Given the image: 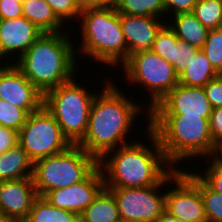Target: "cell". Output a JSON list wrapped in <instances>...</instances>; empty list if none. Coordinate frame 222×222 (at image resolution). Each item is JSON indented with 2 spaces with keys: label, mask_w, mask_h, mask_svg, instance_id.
Wrapping results in <instances>:
<instances>
[{
  "label": "cell",
  "mask_w": 222,
  "mask_h": 222,
  "mask_svg": "<svg viewBox=\"0 0 222 222\" xmlns=\"http://www.w3.org/2000/svg\"><path fill=\"white\" fill-rule=\"evenodd\" d=\"M107 77L105 83L102 81L101 84L104 85H101V90L99 89L92 101L86 134L77 144L98 161L109 151L135 141L132 138L137 133L135 124L141 125L137 121L144 111L147 117L143 118H146L145 122L149 124V109L139 100H132L134 98L125 94L119 84L117 86L114 83V77L112 80L107 74L104 78ZM133 131L136 132L130 136Z\"/></svg>",
  "instance_id": "obj_1"
},
{
  "label": "cell",
  "mask_w": 222,
  "mask_h": 222,
  "mask_svg": "<svg viewBox=\"0 0 222 222\" xmlns=\"http://www.w3.org/2000/svg\"><path fill=\"white\" fill-rule=\"evenodd\" d=\"M145 125L147 132L144 130V135L148 144L142 138H136L133 142L109 151L98 161L105 188L156 185L174 169L167 161L157 137L149 129V124Z\"/></svg>",
  "instance_id": "obj_2"
},
{
  "label": "cell",
  "mask_w": 222,
  "mask_h": 222,
  "mask_svg": "<svg viewBox=\"0 0 222 222\" xmlns=\"http://www.w3.org/2000/svg\"><path fill=\"white\" fill-rule=\"evenodd\" d=\"M66 29L65 32L43 33L13 63L43 95L79 76L76 41L71 29Z\"/></svg>",
  "instance_id": "obj_3"
},
{
  "label": "cell",
  "mask_w": 222,
  "mask_h": 222,
  "mask_svg": "<svg viewBox=\"0 0 222 222\" xmlns=\"http://www.w3.org/2000/svg\"><path fill=\"white\" fill-rule=\"evenodd\" d=\"M149 129L157 137L167 161L176 169L185 168L181 166V162L185 165L187 161L198 160L197 166L192 164L195 170L199 168V160L213 156L216 144L210 134L209 118L192 115H149Z\"/></svg>",
  "instance_id": "obj_4"
},
{
  "label": "cell",
  "mask_w": 222,
  "mask_h": 222,
  "mask_svg": "<svg viewBox=\"0 0 222 222\" xmlns=\"http://www.w3.org/2000/svg\"><path fill=\"white\" fill-rule=\"evenodd\" d=\"M71 28L74 29V31L71 29L72 34L75 36L76 33L78 39H81H76L78 47L76 53L80 61L81 58L87 60L88 56V59L93 58L91 62L99 61L98 63L106 66L107 71H109L108 66L111 68L115 66L113 68L115 69L119 65L117 68L119 69L126 61L127 45L120 24V14L114 5L82 9L78 21Z\"/></svg>",
  "instance_id": "obj_5"
},
{
  "label": "cell",
  "mask_w": 222,
  "mask_h": 222,
  "mask_svg": "<svg viewBox=\"0 0 222 222\" xmlns=\"http://www.w3.org/2000/svg\"><path fill=\"white\" fill-rule=\"evenodd\" d=\"M79 78L48 90L43 100V106L72 145H77L86 134L91 104L98 93L96 87L89 90L90 85L84 86Z\"/></svg>",
  "instance_id": "obj_6"
},
{
  "label": "cell",
  "mask_w": 222,
  "mask_h": 222,
  "mask_svg": "<svg viewBox=\"0 0 222 222\" xmlns=\"http://www.w3.org/2000/svg\"><path fill=\"white\" fill-rule=\"evenodd\" d=\"M98 167V160L78 145L39 159L33 166V183L38 196L85 180Z\"/></svg>",
  "instance_id": "obj_7"
},
{
  "label": "cell",
  "mask_w": 222,
  "mask_h": 222,
  "mask_svg": "<svg viewBox=\"0 0 222 222\" xmlns=\"http://www.w3.org/2000/svg\"><path fill=\"white\" fill-rule=\"evenodd\" d=\"M119 68L125 72L122 76H126L125 83L132 85L130 88L141 86L140 91L147 92V100L141 102L145 106L148 105L149 111L179 83V76L175 73L173 65L152 51L129 54Z\"/></svg>",
  "instance_id": "obj_8"
},
{
  "label": "cell",
  "mask_w": 222,
  "mask_h": 222,
  "mask_svg": "<svg viewBox=\"0 0 222 222\" xmlns=\"http://www.w3.org/2000/svg\"><path fill=\"white\" fill-rule=\"evenodd\" d=\"M18 144L33 162L61 153L72 145L44 106L29 114L18 132Z\"/></svg>",
  "instance_id": "obj_9"
},
{
  "label": "cell",
  "mask_w": 222,
  "mask_h": 222,
  "mask_svg": "<svg viewBox=\"0 0 222 222\" xmlns=\"http://www.w3.org/2000/svg\"><path fill=\"white\" fill-rule=\"evenodd\" d=\"M184 169L174 168L168 174L165 209L185 222H207L200 192V177L191 170V164L188 171L186 167Z\"/></svg>",
  "instance_id": "obj_10"
},
{
  "label": "cell",
  "mask_w": 222,
  "mask_h": 222,
  "mask_svg": "<svg viewBox=\"0 0 222 222\" xmlns=\"http://www.w3.org/2000/svg\"><path fill=\"white\" fill-rule=\"evenodd\" d=\"M168 175L158 184L140 188H106L116 201L119 215L128 222H158L166 206ZM163 188H165L163 190Z\"/></svg>",
  "instance_id": "obj_11"
},
{
  "label": "cell",
  "mask_w": 222,
  "mask_h": 222,
  "mask_svg": "<svg viewBox=\"0 0 222 222\" xmlns=\"http://www.w3.org/2000/svg\"><path fill=\"white\" fill-rule=\"evenodd\" d=\"M212 107L203 87L177 84L149 115H192L210 118Z\"/></svg>",
  "instance_id": "obj_12"
},
{
  "label": "cell",
  "mask_w": 222,
  "mask_h": 222,
  "mask_svg": "<svg viewBox=\"0 0 222 222\" xmlns=\"http://www.w3.org/2000/svg\"><path fill=\"white\" fill-rule=\"evenodd\" d=\"M0 99L30 114L43 106L44 95L10 63L0 67Z\"/></svg>",
  "instance_id": "obj_13"
},
{
  "label": "cell",
  "mask_w": 222,
  "mask_h": 222,
  "mask_svg": "<svg viewBox=\"0 0 222 222\" xmlns=\"http://www.w3.org/2000/svg\"><path fill=\"white\" fill-rule=\"evenodd\" d=\"M104 188V178L98 166L82 182L56 190L49 191L44 198L55 207L65 209L80 215Z\"/></svg>",
  "instance_id": "obj_14"
},
{
  "label": "cell",
  "mask_w": 222,
  "mask_h": 222,
  "mask_svg": "<svg viewBox=\"0 0 222 222\" xmlns=\"http://www.w3.org/2000/svg\"><path fill=\"white\" fill-rule=\"evenodd\" d=\"M42 34L43 32L36 25L23 16L2 19L0 20V51L3 57L13 64Z\"/></svg>",
  "instance_id": "obj_15"
},
{
  "label": "cell",
  "mask_w": 222,
  "mask_h": 222,
  "mask_svg": "<svg viewBox=\"0 0 222 222\" xmlns=\"http://www.w3.org/2000/svg\"><path fill=\"white\" fill-rule=\"evenodd\" d=\"M120 24L129 54L151 51L157 34L166 21L156 16H135L120 14Z\"/></svg>",
  "instance_id": "obj_16"
},
{
  "label": "cell",
  "mask_w": 222,
  "mask_h": 222,
  "mask_svg": "<svg viewBox=\"0 0 222 222\" xmlns=\"http://www.w3.org/2000/svg\"><path fill=\"white\" fill-rule=\"evenodd\" d=\"M38 197L32 177L0 181V213L24 222Z\"/></svg>",
  "instance_id": "obj_17"
},
{
  "label": "cell",
  "mask_w": 222,
  "mask_h": 222,
  "mask_svg": "<svg viewBox=\"0 0 222 222\" xmlns=\"http://www.w3.org/2000/svg\"><path fill=\"white\" fill-rule=\"evenodd\" d=\"M199 49L177 38L175 33L166 24L157 34L151 51L164 58L174 67L175 73L180 76L186 65L195 58Z\"/></svg>",
  "instance_id": "obj_18"
},
{
  "label": "cell",
  "mask_w": 222,
  "mask_h": 222,
  "mask_svg": "<svg viewBox=\"0 0 222 222\" xmlns=\"http://www.w3.org/2000/svg\"><path fill=\"white\" fill-rule=\"evenodd\" d=\"M166 24L178 39L198 49H202L207 39L209 29L202 25L192 12L169 17Z\"/></svg>",
  "instance_id": "obj_19"
},
{
  "label": "cell",
  "mask_w": 222,
  "mask_h": 222,
  "mask_svg": "<svg viewBox=\"0 0 222 222\" xmlns=\"http://www.w3.org/2000/svg\"><path fill=\"white\" fill-rule=\"evenodd\" d=\"M22 16L36 25L43 33L65 31V24L56 16L45 0H26L22 4Z\"/></svg>",
  "instance_id": "obj_20"
},
{
  "label": "cell",
  "mask_w": 222,
  "mask_h": 222,
  "mask_svg": "<svg viewBox=\"0 0 222 222\" xmlns=\"http://www.w3.org/2000/svg\"><path fill=\"white\" fill-rule=\"evenodd\" d=\"M34 162L17 144L0 156V181L32 177Z\"/></svg>",
  "instance_id": "obj_21"
},
{
  "label": "cell",
  "mask_w": 222,
  "mask_h": 222,
  "mask_svg": "<svg viewBox=\"0 0 222 222\" xmlns=\"http://www.w3.org/2000/svg\"><path fill=\"white\" fill-rule=\"evenodd\" d=\"M79 216L84 222H116L121 219L114 196L105 187Z\"/></svg>",
  "instance_id": "obj_22"
},
{
  "label": "cell",
  "mask_w": 222,
  "mask_h": 222,
  "mask_svg": "<svg viewBox=\"0 0 222 222\" xmlns=\"http://www.w3.org/2000/svg\"><path fill=\"white\" fill-rule=\"evenodd\" d=\"M217 71L212 67L204 52L199 49L195 58L186 65L179 76V84L190 87H204L216 78Z\"/></svg>",
  "instance_id": "obj_23"
},
{
  "label": "cell",
  "mask_w": 222,
  "mask_h": 222,
  "mask_svg": "<svg viewBox=\"0 0 222 222\" xmlns=\"http://www.w3.org/2000/svg\"><path fill=\"white\" fill-rule=\"evenodd\" d=\"M77 216L72 211L52 206L46 198L38 196L24 222H73Z\"/></svg>",
  "instance_id": "obj_24"
},
{
  "label": "cell",
  "mask_w": 222,
  "mask_h": 222,
  "mask_svg": "<svg viewBox=\"0 0 222 222\" xmlns=\"http://www.w3.org/2000/svg\"><path fill=\"white\" fill-rule=\"evenodd\" d=\"M114 7L119 14L156 16L166 21L163 0H116Z\"/></svg>",
  "instance_id": "obj_25"
},
{
  "label": "cell",
  "mask_w": 222,
  "mask_h": 222,
  "mask_svg": "<svg viewBox=\"0 0 222 222\" xmlns=\"http://www.w3.org/2000/svg\"><path fill=\"white\" fill-rule=\"evenodd\" d=\"M192 13L209 30L222 28V0H198Z\"/></svg>",
  "instance_id": "obj_26"
},
{
  "label": "cell",
  "mask_w": 222,
  "mask_h": 222,
  "mask_svg": "<svg viewBox=\"0 0 222 222\" xmlns=\"http://www.w3.org/2000/svg\"><path fill=\"white\" fill-rule=\"evenodd\" d=\"M200 192L207 222H222V195L212 190L201 178Z\"/></svg>",
  "instance_id": "obj_27"
},
{
  "label": "cell",
  "mask_w": 222,
  "mask_h": 222,
  "mask_svg": "<svg viewBox=\"0 0 222 222\" xmlns=\"http://www.w3.org/2000/svg\"><path fill=\"white\" fill-rule=\"evenodd\" d=\"M29 114L22 108L0 99V125L17 132L26 123Z\"/></svg>",
  "instance_id": "obj_28"
},
{
  "label": "cell",
  "mask_w": 222,
  "mask_h": 222,
  "mask_svg": "<svg viewBox=\"0 0 222 222\" xmlns=\"http://www.w3.org/2000/svg\"><path fill=\"white\" fill-rule=\"evenodd\" d=\"M212 67L218 71L222 66V28L211 29L201 49Z\"/></svg>",
  "instance_id": "obj_29"
},
{
  "label": "cell",
  "mask_w": 222,
  "mask_h": 222,
  "mask_svg": "<svg viewBox=\"0 0 222 222\" xmlns=\"http://www.w3.org/2000/svg\"><path fill=\"white\" fill-rule=\"evenodd\" d=\"M52 8L56 16L66 25L69 26L68 28L71 29L73 24H75L79 18L81 13V9L75 3L74 0H45ZM68 25H67V24ZM71 25V27H70Z\"/></svg>",
  "instance_id": "obj_30"
},
{
  "label": "cell",
  "mask_w": 222,
  "mask_h": 222,
  "mask_svg": "<svg viewBox=\"0 0 222 222\" xmlns=\"http://www.w3.org/2000/svg\"><path fill=\"white\" fill-rule=\"evenodd\" d=\"M205 160L203 161V163L205 162L204 171L202 172L200 168L195 172L212 190L222 195V167L212 157L205 158Z\"/></svg>",
  "instance_id": "obj_31"
},
{
  "label": "cell",
  "mask_w": 222,
  "mask_h": 222,
  "mask_svg": "<svg viewBox=\"0 0 222 222\" xmlns=\"http://www.w3.org/2000/svg\"><path fill=\"white\" fill-rule=\"evenodd\" d=\"M198 0H163L166 21L177 14L190 13Z\"/></svg>",
  "instance_id": "obj_32"
},
{
  "label": "cell",
  "mask_w": 222,
  "mask_h": 222,
  "mask_svg": "<svg viewBox=\"0 0 222 222\" xmlns=\"http://www.w3.org/2000/svg\"><path fill=\"white\" fill-rule=\"evenodd\" d=\"M203 88L211 107H222V80L216 77L208 82Z\"/></svg>",
  "instance_id": "obj_33"
},
{
  "label": "cell",
  "mask_w": 222,
  "mask_h": 222,
  "mask_svg": "<svg viewBox=\"0 0 222 222\" xmlns=\"http://www.w3.org/2000/svg\"><path fill=\"white\" fill-rule=\"evenodd\" d=\"M209 125L213 142L215 144L222 142V107L212 109Z\"/></svg>",
  "instance_id": "obj_34"
},
{
  "label": "cell",
  "mask_w": 222,
  "mask_h": 222,
  "mask_svg": "<svg viewBox=\"0 0 222 222\" xmlns=\"http://www.w3.org/2000/svg\"><path fill=\"white\" fill-rule=\"evenodd\" d=\"M22 16V4L16 0H0V20Z\"/></svg>",
  "instance_id": "obj_35"
},
{
  "label": "cell",
  "mask_w": 222,
  "mask_h": 222,
  "mask_svg": "<svg viewBox=\"0 0 222 222\" xmlns=\"http://www.w3.org/2000/svg\"><path fill=\"white\" fill-rule=\"evenodd\" d=\"M18 144V132L0 125V156Z\"/></svg>",
  "instance_id": "obj_36"
},
{
  "label": "cell",
  "mask_w": 222,
  "mask_h": 222,
  "mask_svg": "<svg viewBox=\"0 0 222 222\" xmlns=\"http://www.w3.org/2000/svg\"><path fill=\"white\" fill-rule=\"evenodd\" d=\"M74 1L81 10L85 8L103 6L98 0H74Z\"/></svg>",
  "instance_id": "obj_37"
},
{
  "label": "cell",
  "mask_w": 222,
  "mask_h": 222,
  "mask_svg": "<svg viewBox=\"0 0 222 222\" xmlns=\"http://www.w3.org/2000/svg\"><path fill=\"white\" fill-rule=\"evenodd\" d=\"M158 222H185V221L175 218L173 214H171L168 210L165 209L162 212Z\"/></svg>",
  "instance_id": "obj_38"
},
{
  "label": "cell",
  "mask_w": 222,
  "mask_h": 222,
  "mask_svg": "<svg viewBox=\"0 0 222 222\" xmlns=\"http://www.w3.org/2000/svg\"><path fill=\"white\" fill-rule=\"evenodd\" d=\"M212 158L222 167V142L216 144Z\"/></svg>",
  "instance_id": "obj_39"
},
{
  "label": "cell",
  "mask_w": 222,
  "mask_h": 222,
  "mask_svg": "<svg viewBox=\"0 0 222 222\" xmlns=\"http://www.w3.org/2000/svg\"><path fill=\"white\" fill-rule=\"evenodd\" d=\"M0 222H19L15 218L0 213Z\"/></svg>",
  "instance_id": "obj_40"
},
{
  "label": "cell",
  "mask_w": 222,
  "mask_h": 222,
  "mask_svg": "<svg viewBox=\"0 0 222 222\" xmlns=\"http://www.w3.org/2000/svg\"><path fill=\"white\" fill-rule=\"evenodd\" d=\"M5 61V62H4ZM7 62V64H6ZM10 63L8 61H6V59L3 57L1 51H0V67H4L9 65Z\"/></svg>",
  "instance_id": "obj_41"
},
{
  "label": "cell",
  "mask_w": 222,
  "mask_h": 222,
  "mask_svg": "<svg viewBox=\"0 0 222 222\" xmlns=\"http://www.w3.org/2000/svg\"><path fill=\"white\" fill-rule=\"evenodd\" d=\"M102 5H114L116 0H98Z\"/></svg>",
  "instance_id": "obj_42"
},
{
  "label": "cell",
  "mask_w": 222,
  "mask_h": 222,
  "mask_svg": "<svg viewBox=\"0 0 222 222\" xmlns=\"http://www.w3.org/2000/svg\"><path fill=\"white\" fill-rule=\"evenodd\" d=\"M216 77L220 80H222V66L217 71Z\"/></svg>",
  "instance_id": "obj_43"
},
{
  "label": "cell",
  "mask_w": 222,
  "mask_h": 222,
  "mask_svg": "<svg viewBox=\"0 0 222 222\" xmlns=\"http://www.w3.org/2000/svg\"><path fill=\"white\" fill-rule=\"evenodd\" d=\"M73 222H84V220L78 215Z\"/></svg>",
  "instance_id": "obj_44"
},
{
  "label": "cell",
  "mask_w": 222,
  "mask_h": 222,
  "mask_svg": "<svg viewBox=\"0 0 222 222\" xmlns=\"http://www.w3.org/2000/svg\"><path fill=\"white\" fill-rule=\"evenodd\" d=\"M18 3L23 4L26 0H16Z\"/></svg>",
  "instance_id": "obj_45"
},
{
  "label": "cell",
  "mask_w": 222,
  "mask_h": 222,
  "mask_svg": "<svg viewBox=\"0 0 222 222\" xmlns=\"http://www.w3.org/2000/svg\"><path fill=\"white\" fill-rule=\"evenodd\" d=\"M116 222H128V221L120 219V220H118Z\"/></svg>",
  "instance_id": "obj_46"
}]
</instances>
